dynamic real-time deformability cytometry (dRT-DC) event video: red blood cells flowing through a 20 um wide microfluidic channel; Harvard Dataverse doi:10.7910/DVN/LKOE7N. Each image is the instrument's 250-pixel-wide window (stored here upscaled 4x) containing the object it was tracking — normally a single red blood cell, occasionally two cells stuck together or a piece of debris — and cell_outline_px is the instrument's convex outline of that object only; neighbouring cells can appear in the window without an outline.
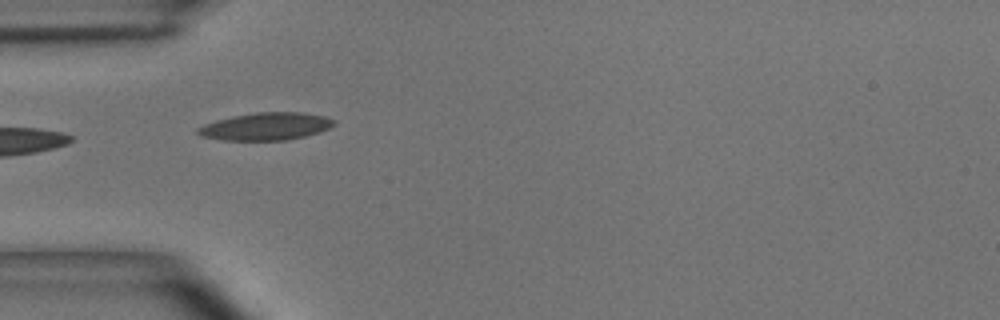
{"species": "common noctule bat (a hibernating species)", "species_latin": "Nyctalus noctula", "temperature_condition": "room temperature", "stored_images_in_passage": 27, "camera_frame_rate_fps": 3000, "um_per_image_px": 0.085, "animal": {"sex": "male", "body_mass_g": 15.6}, "frame": {"image": 1, "passage_image": 1, "time_ms": 0.0, "image_size_px": [1000, 320], "cell_outline_px": [[336, 124], [320, 132], [288, 140], [224, 140], [200, 136], [196, 132], [196, 128], [204, 124], [216, 120], [232, 116], [256, 112], [304, 112], [324, 116], [336, 120]], "centroid_in_image_um": [22.6, 10.74], "position_along_channel_um": 62.4, "area_um2": 21.96}}